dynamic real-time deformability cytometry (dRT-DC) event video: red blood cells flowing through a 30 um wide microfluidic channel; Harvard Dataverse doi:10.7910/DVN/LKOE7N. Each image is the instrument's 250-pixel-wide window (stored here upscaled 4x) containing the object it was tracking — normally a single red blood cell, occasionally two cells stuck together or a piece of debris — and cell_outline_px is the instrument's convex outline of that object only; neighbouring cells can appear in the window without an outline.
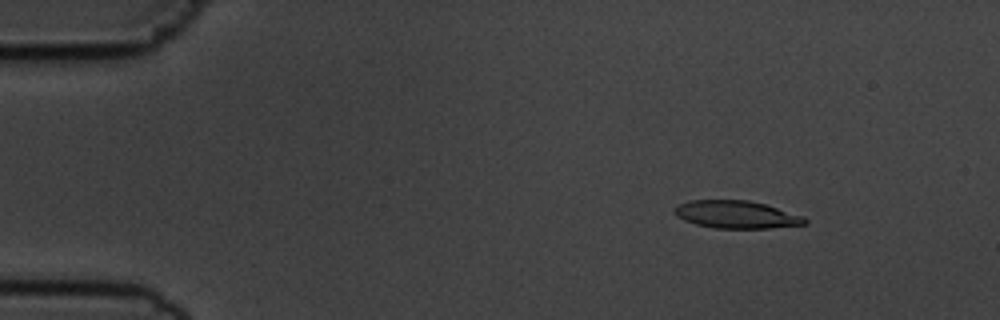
{"species": "common noctule bat (a hibernating species)", "species_latin": "Nyctalus noctula", "temperature_condition": "cold", "stored_images_in_passage": 56, "camera_frame_rate_fps": 3000, "um_per_image_px": 0.085, "animal": {"sex": "male", "body_mass_g": 19.5, "forearm_length_mm": 54.6}, "frame": {"image": 1, "passage_image": 8, "time_ms": 2.333, "image_size_px": [1000, 320], "cell_outline_px": [[808, 224], [768, 228], [712, 228], [696, 224], [684, 220], [676, 216], [672, 212], [672, 208], [676, 204], [688, 200], [748, 200], [764, 204], [804, 216], [808, 220]], "centroid_in_image_um": [62.54, 18.23], "position_along_channel_um": 22.5, "area_um2": 21.21}}
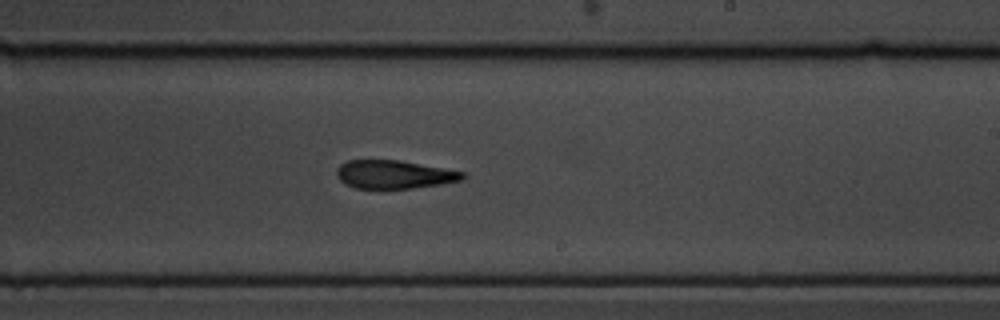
{"frame": {"image": 2, "passage_image": 34, "time_ms": 11.0, "image_size_px": [1000, 320], "cell_outline_px": [[464, 180], [440, 184], [412, 188], [356, 188], [344, 184], [336, 176], [336, 168], [340, 164], [348, 160], [400, 160], [464, 172]], "centroid_in_image_um": [33.46, 14.82], "position_along_channel_um": 255.5, "area_um2": 20.75}}
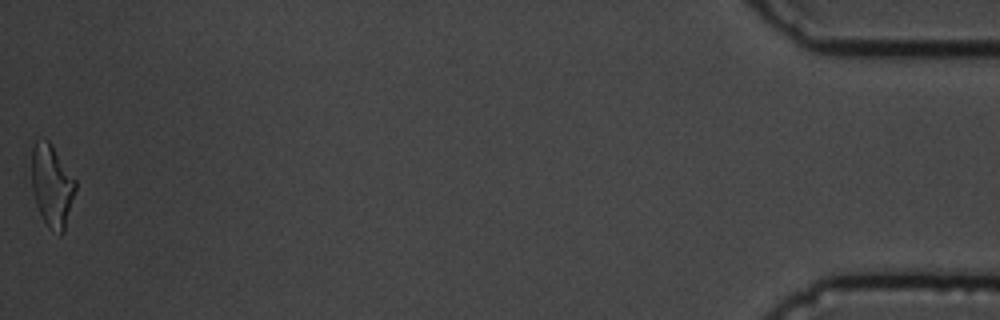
{"frame": {"image": 3, "passage_image": 56, "time_ms": 18.333, "image_size_px": [1000, 320], "cell_outline_px": [[76, 188], [64, 232], [60, 236], [48, 228], [36, 204], [24, 176], [32, 148], [36, 140], [48, 140], [52, 144], [76, 180]], "centroid_in_image_um": [4.3, 15.73], "position_along_channel_um": 430.9, "area_um2": 22.43}, "authors_computed_cell_mechanics": {"area_um2": 21.8773, "velocity_mm_per_s": 3.6424, "shape_relaxation_time_tau1_ms": 5.521, "shape_relaxation_time_tau2_ms": 4.2111, "deformation_change_tau1": 0.1574, "deformation_change_tau2": 0.1448}}